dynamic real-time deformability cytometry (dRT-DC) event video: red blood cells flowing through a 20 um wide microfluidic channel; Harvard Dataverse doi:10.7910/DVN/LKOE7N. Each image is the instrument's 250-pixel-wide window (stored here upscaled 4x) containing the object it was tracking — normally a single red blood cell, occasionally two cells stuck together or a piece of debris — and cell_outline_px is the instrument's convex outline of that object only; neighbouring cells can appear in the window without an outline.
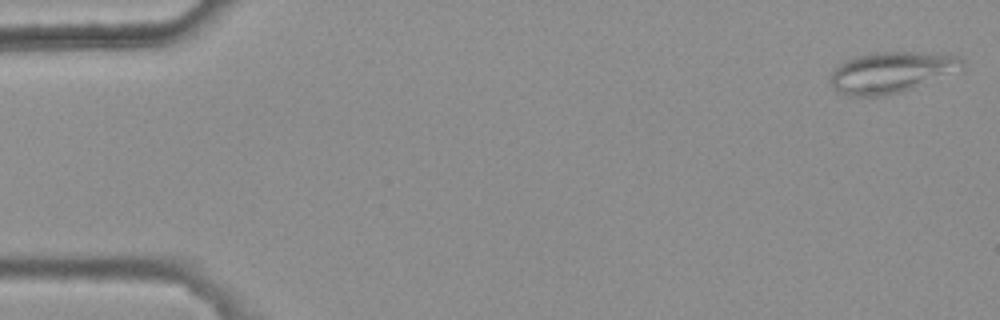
{"species": "common noctule bat (a hibernating species)", "species_latin": "Nyctalus noctula", "temperature_condition": "warm", "stored_images_in_passage": 4, "camera_frame_rate_fps": 3000, "um_per_image_px": 0.085, "animal": {"sex": "female", "body_mass_g": 25.1}, "frame": {"image": 1, "passage_image": 1, "time_ms": 0.0, "image_size_px": [1000, 320], "cell_outline_px": [[964, 64], [912, 88], [900, 92], [880, 96], [848, 96], [836, 92], [832, 88], [828, 80], [828, 76], [844, 60], [856, 56], [872, 52], [916, 52], [956, 56], [964, 60]], "centroid_in_image_um": [75.55, 6.15], "position_along_channel_um": 9.4, "area_um2": 30.69}}